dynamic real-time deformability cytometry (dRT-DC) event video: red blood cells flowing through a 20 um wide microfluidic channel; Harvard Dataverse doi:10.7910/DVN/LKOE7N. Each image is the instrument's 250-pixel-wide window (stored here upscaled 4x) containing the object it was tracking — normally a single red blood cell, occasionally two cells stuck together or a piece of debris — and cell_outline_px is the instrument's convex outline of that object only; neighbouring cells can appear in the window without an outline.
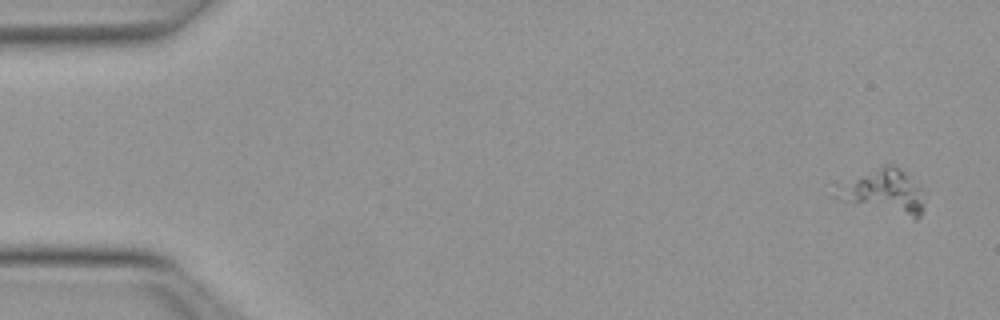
{"species": "Egyptian fruit bat (a non-hibernating species)", "species_latin": "Rousettus aegyptiacus", "temperature_condition": "warm", "stored_images_in_passage": 50, "camera_frame_rate_fps": 3000, "um_per_image_px": 0.085, "animal": {"sex": "female"}, "frame": {"image": 1, "passage_image": 1, "time_ms": 0.0, "image_size_px": [1000, 320], "cell_outline_px": [[920, 216], [916, 220], [832, 196], [836, 184], [884, 164], [892, 164], [900, 168], [920, 184]], "centroid_in_image_um": [75.09, 16.23], "position_along_channel_um": 9.9, "area_um2": 22.2}}
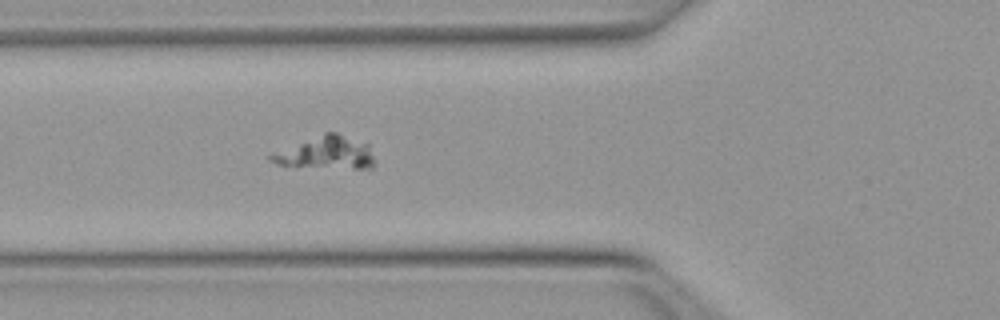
{"frame": {"image": 2, "passage_image": 18, "time_ms": 5.667, "image_size_px": [1000, 320], "cell_outline_px": [[372, 168], [296, 168], [276, 164], [268, 160], [268, 156], [324, 132], [336, 132], [368, 144], [372, 156]], "centroid_in_image_um": [27.68, 13.02], "position_along_channel_um": 98.1, "area_um2": 19.65}}
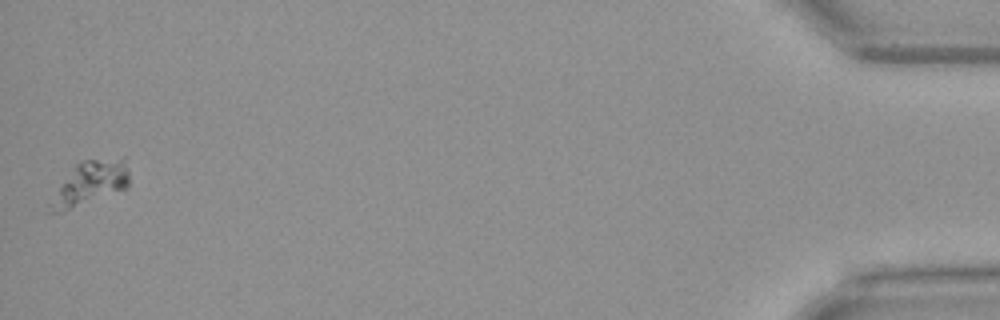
{"frame": {"image": 3, "passage_image": 50, "time_ms": 16.333, "image_size_px": [1000, 320], "cell_outline_px": [[128, 188], [60, 212], [48, 212], [60, 188], [76, 164], [80, 160], [124, 156], [128, 168]], "centroid_in_image_um": [7.79, 15.5], "position_along_channel_um": 427.4, "area_um2": 19.36}}